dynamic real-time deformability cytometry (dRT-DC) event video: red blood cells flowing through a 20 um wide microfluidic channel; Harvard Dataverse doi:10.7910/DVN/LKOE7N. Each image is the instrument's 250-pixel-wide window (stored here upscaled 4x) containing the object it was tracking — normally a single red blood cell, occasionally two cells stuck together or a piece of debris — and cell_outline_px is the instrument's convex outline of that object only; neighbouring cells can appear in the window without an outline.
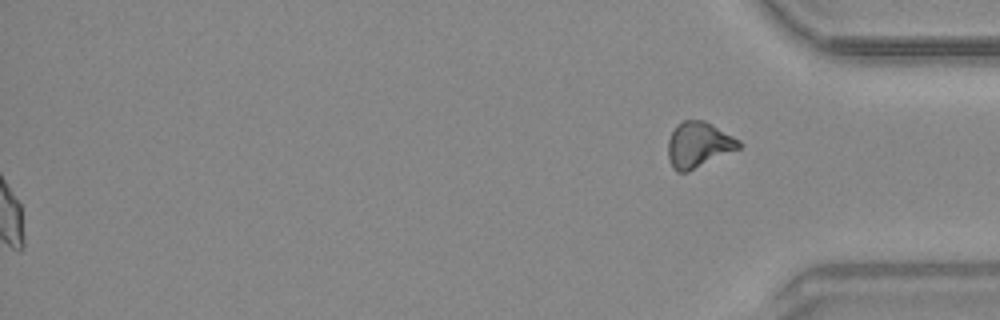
{"species": "common noctule bat (a hibernating species)", "species_latin": "Nyctalus noctula", "temperature_condition": "warm", "stored_images_in_passage": 54, "segment_of_instrument_passage": [2, 2], "camera_frame_rate_fps": 3000, "um_per_image_px": 0.085, "animal": {"sex": "male", "body_mass_g": 20.4}, "frame": {"image": 1, "passage_image": 54, "time_ms": 17.667, "image_size_px": [1000, 320], "cell_outline_px": [[744, 144], [740, 148], [688, 172], [676, 172], [672, 168], [668, 160], [668, 140], [676, 124], [684, 120], [704, 120], [740, 140]], "centroid_in_image_um": [59.36, 12.31], "position_along_channel_um": 375.8, "area_um2": 18.96}}